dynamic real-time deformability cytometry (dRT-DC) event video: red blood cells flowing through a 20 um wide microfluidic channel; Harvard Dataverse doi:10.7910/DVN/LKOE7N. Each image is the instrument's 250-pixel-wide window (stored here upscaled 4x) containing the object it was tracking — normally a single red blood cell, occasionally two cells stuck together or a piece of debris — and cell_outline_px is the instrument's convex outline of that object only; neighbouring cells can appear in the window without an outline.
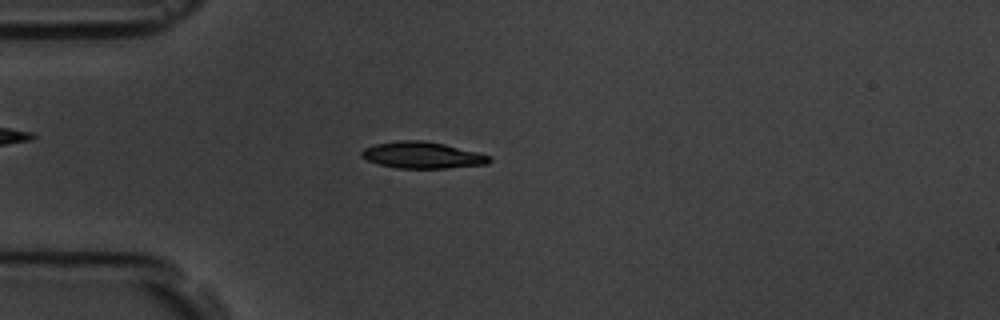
{"species": "common noctule bat (a hibernating species)", "species_latin": "Nyctalus noctula", "temperature_condition": "room temperature", "stored_images_in_passage": 56, "camera_frame_rate_fps": 3000, "um_per_image_px": 0.085, "animal": {"sex": "male", "body_mass_g": 19.5, "forearm_length_mm": 54.6}, "frame": {"image": 1, "passage_image": 15, "time_ms": 4.667, "image_size_px": [1000, 320], "cell_outline_px": [[492, 160], [488, 164], [444, 168], [396, 168], [380, 164], [368, 160], [360, 156], [360, 152], [364, 148], [376, 144], [400, 140], [424, 140], [444, 144], [476, 152], [488, 156]], "centroid_in_image_um": [35.87, 13.18], "position_along_channel_um": 49.1, "area_um2": 19.54}}
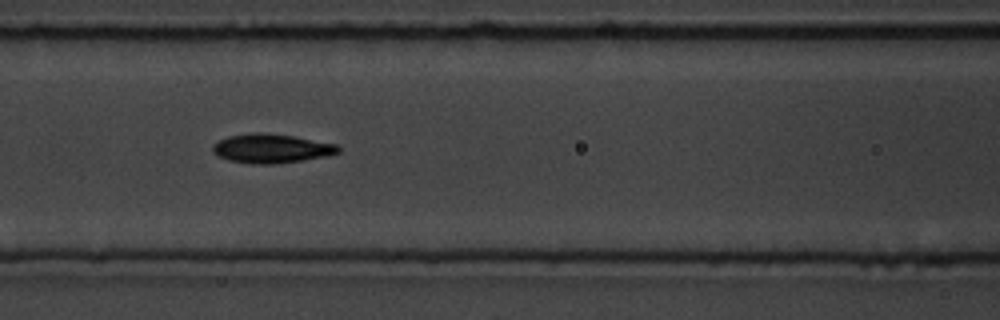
{"frame": {"image": 2, "passage_image": 24, "time_ms": 7.667, "image_size_px": [1000, 320], "cell_outline_px": [[340, 152], [328, 156], [304, 160], [276, 164], [252, 164], [228, 160], [212, 152], [212, 144], [228, 136], [256, 132], [292, 136], [336, 144], [340, 148]], "centroid_in_image_um": [23.06, 12.63], "position_along_channel_um": 143.5, "area_um2": 21.21}}
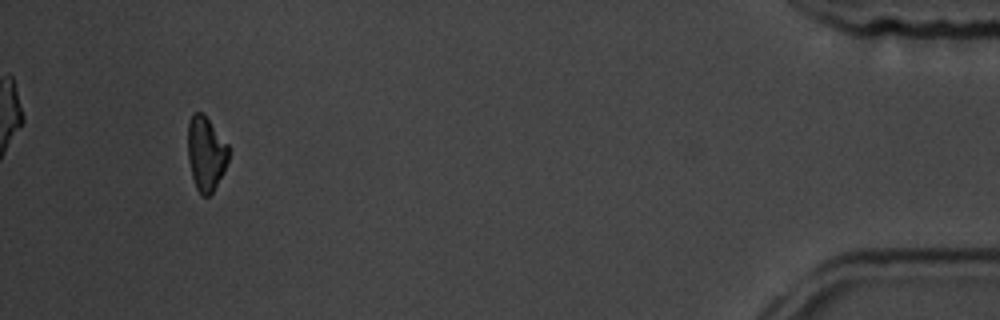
{"frame": {"image": 3, "passage_image": 53, "time_ms": 17.333, "image_size_px": [1000, 320], "cell_outline_px": [[228, 160], [224, 172], [212, 192], [208, 196], [200, 196], [196, 188], [192, 176], [188, 160], [188, 124], [192, 112], [200, 112], [208, 120], [228, 144]], "centroid_in_image_um": [17.49, 13.08], "position_along_channel_um": 417.7, "area_um2": 17.51}, "authors_computed_cell_mechanics": {"area_um2": 19.363, "velocity_mm_per_s": 3.5862, "shape_relaxation_time_tau1_ms": 2.5969, "shape_relaxation_time_tau2_ms": 4.5406, "deformation_change_tau1": 0.1173, "deformation_change_tau2": 0.0959}}